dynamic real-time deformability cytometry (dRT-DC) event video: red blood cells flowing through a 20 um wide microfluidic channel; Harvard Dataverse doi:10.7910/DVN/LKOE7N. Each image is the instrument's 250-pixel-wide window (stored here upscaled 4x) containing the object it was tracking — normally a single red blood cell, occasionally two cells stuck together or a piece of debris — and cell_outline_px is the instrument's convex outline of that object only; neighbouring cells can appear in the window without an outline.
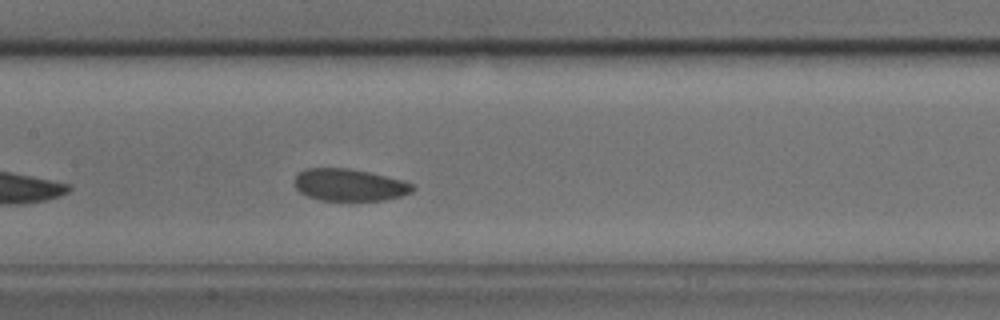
{"species": "common noctule bat (a hibernating species)", "species_latin": "Nyctalus noctula", "temperature_condition": "cold", "stored_images_in_passage": 36, "camera_frame_rate_fps": 3000, "um_per_image_px": 0.085, "animal": {"sex": "male", "body_mass_g": 17.9, "forearm_length_mm": 54.2}, "frame": {"image": 1, "passage_image": 16, "time_ms": 5.0, "image_size_px": [1000, 320], "cell_outline_px": [[416, 188], [412, 192], [400, 196], [384, 200], [320, 200], [308, 196], [300, 192], [296, 188], [296, 176], [304, 168], [348, 168], [368, 172], [404, 180], [412, 184]], "centroid_in_image_um": [29.72, 15.71], "position_along_channel_um": 177.7, "area_um2": 21.96}}